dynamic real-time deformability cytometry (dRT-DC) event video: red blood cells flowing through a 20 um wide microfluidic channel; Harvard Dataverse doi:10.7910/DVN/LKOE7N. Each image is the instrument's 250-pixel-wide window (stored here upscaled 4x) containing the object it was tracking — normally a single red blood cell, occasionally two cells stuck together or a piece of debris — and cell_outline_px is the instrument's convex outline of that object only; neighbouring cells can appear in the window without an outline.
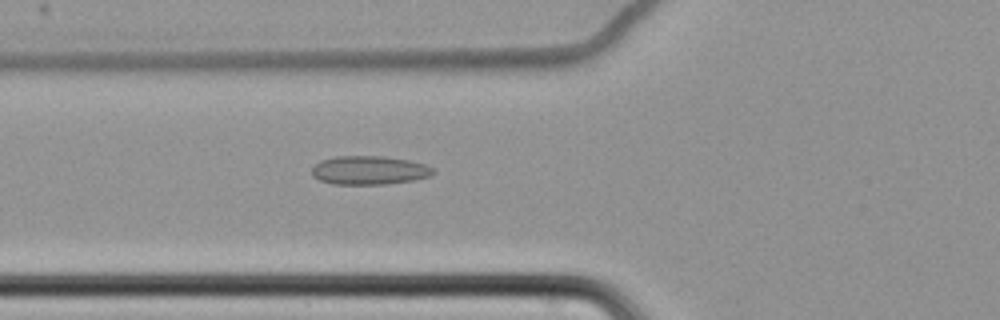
{"species": "common noctule bat (a hibernating species)", "species_latin": "Nyctalus noctula", "temperature_condition": "cold", "stored_images_in_passage": 44, "camera_frame_rate_fps": 3000, "um_per_image_px": 0.085, "animal": {"sex": "female", "body_mass_g": 22.7, "forearm_length_mm": 54.2}, "frame": {"image": 1, "passage_image": 7, "time_ms": 2.0, "image_size_px": [1000, 320], "cell_outline_px": [[436, 172], [432, 176], [412, 180], [384, 184], [332, 184], [320, 180], [312, 176], [312, 168], [320, 160], [336, 156], [380, 156], [408, 160], [424, 164], [432, 168]], "centroid_in_image_um": [31.37, 14.47], "position_along_channel_um": 94.4, "area_um2": 20.23}}
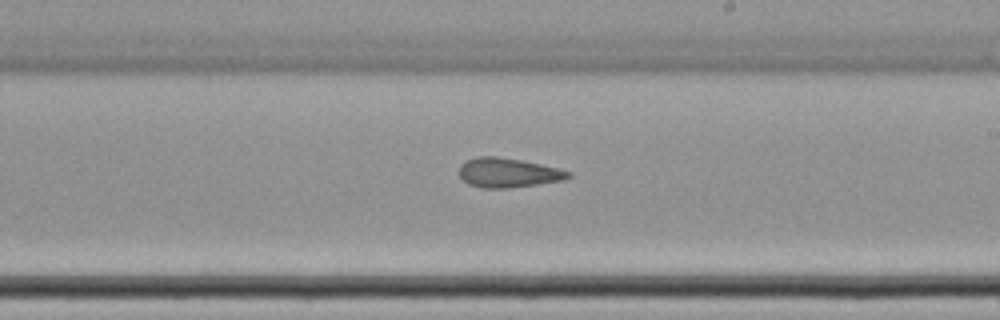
{"frame": {"image": 2, "passage_image": 20, "time_ms": 6.333, "image_size_px": [1000, 320], "cell_outline_px": [[572, 176], [564, 180], [508, 188], [480, 188], [468, 184], [460, 176], [460, 164], [476, 156], [496, 156], [520, 160], [540, 164], [572, 172]], "centroid_in_image_um": [43.18, 14.68], "position_along_channel_um": 245.8, "area_um2": 18.61}}
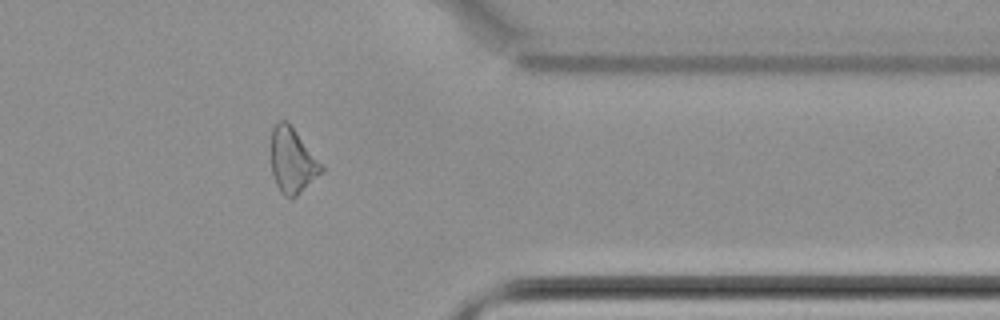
{"frame": {"image": 3, "passage_image": 33, "time_ms": 10.667, "image_size_px": [1000, 320], "cell_outline_px": [[324, 168], [292, 200], [288, 200], [280, 192], [276, 184], [272, 172], [272, 128], [276, 120], [288, 120], [324, 164]], "centroid_in_image_um": [24.85, 13.61], "position_along_channel_um": 386.5, "area_um2": 19.31}, "authors_computed_cell_mechanics": {"area_um2": 19.3052, "velocity_mm_per_s": 3.4975, "shape_relaxation_time_tau1_ms": null, "shape_relaxation_time_tau2_ms": 4.531, "deformation_change_tau1": null, "deformation_change_tau2": 0.117}}